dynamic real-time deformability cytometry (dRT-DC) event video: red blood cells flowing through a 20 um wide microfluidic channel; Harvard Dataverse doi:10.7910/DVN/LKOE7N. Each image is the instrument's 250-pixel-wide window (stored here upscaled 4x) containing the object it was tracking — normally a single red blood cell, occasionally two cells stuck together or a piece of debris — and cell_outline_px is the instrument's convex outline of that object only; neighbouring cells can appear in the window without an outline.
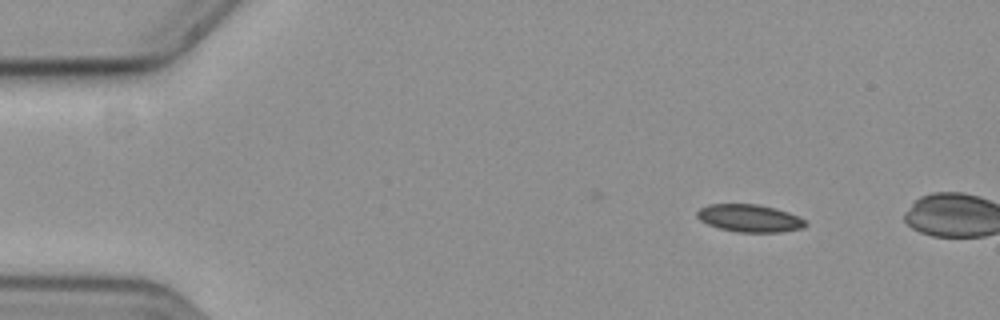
{"species": "common noctule bat (a hibernating species)", "species_latin": "Nyctalus noctula", "temperature_condition": "cold", "stored_images_in_passage": 10, "camera_frame_rate_fps": 3000, "um_per_image_px": 0.085, "animal": {"sex": "female", "body_mass_g": 19.3, "forearm_length_mm": 54.1}, "frame": {"image": 1, "passage_image": 4, "time_ms": 1.0, "image_size_px": [1000, 320], "cell_outline_px": [[808, 224], [804, 228], [780, 232], [736, 232], [720, 228], [708, 224], [700, 220], [696, 216], [696, 212], [700, 208], [708, 204], [756, 204], [776, 208], [788, 212], [804, 220]], "centroid_in_image_um": [63.7, 18.55], "position_along_channel_um": 21.3, "area_um2": 17.4}}